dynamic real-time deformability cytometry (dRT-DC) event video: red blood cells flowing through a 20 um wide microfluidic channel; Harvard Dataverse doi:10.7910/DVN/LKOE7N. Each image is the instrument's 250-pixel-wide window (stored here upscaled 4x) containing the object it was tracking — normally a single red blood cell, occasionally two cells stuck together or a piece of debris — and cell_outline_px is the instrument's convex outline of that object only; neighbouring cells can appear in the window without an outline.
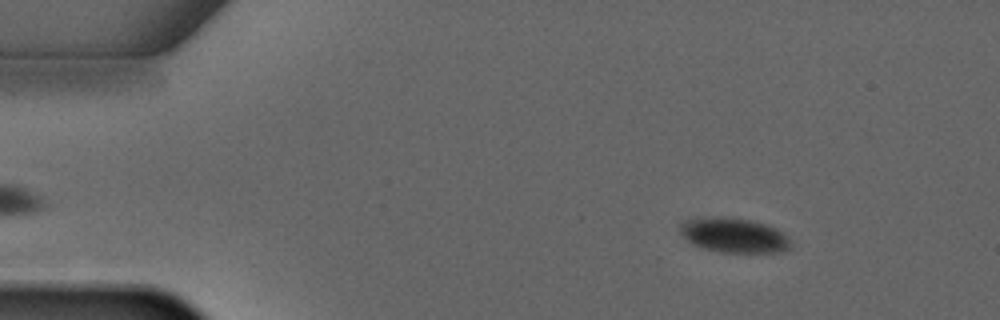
{"species": "common noctule bat (a hibernating species)", "species_latin": "Nyctalus noctula", "temperature_condition": "warm", "stored_images_in_passage": 3, "camera_frame_rate_fps": 3000, "um_per_image_px": 0.085, "animal": {"sex": "male", "forearm_length_mm": 52.5}, "frame": {"image": 1, "passage_image": 1, "time_ms": 0.0, "image_size_px": [1000, 320], "cell_outline_px": [[792, 248], [780, 252], [720, 252], [704, 248], [692, 244], [680, 232], [680, 220], [708, 216], [732, 216], [752, 220], [776, 228], [784, 232], [792, 240]], "centroid_in_image_um": [62.4, 19.97], "position_along_channel_um": 22.6, "area_um2": 22.95}}
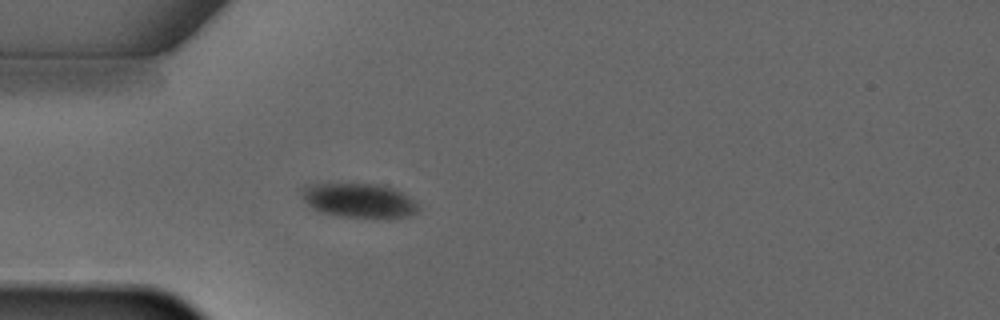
{"frame": {"image": 2, "passage_image": 3, "time_ms": 2.333, "image_size_px": [1000, 320], "cell_outline_px": [[420, 208], [416, 212], [404, 216], [340, 216], [320, 212], [312, 208], [300, 196], [300, 188], [308, 184], [376, 184], [392, 188], [400, 192], [412, 200]], "centroid_in_image_um": [30.4, 17.01], "position_along_channel_um": 54.6, "area_um2": 22.66}}